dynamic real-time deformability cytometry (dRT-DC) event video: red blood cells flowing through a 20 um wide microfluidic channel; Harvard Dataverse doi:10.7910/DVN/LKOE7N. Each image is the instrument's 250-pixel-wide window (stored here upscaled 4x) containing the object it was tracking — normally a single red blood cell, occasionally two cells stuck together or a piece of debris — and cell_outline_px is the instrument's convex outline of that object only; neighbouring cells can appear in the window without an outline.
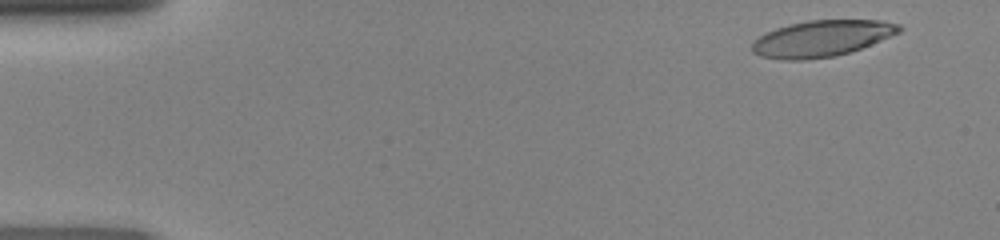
{"species": "human", "species_latin": "Homo sapiens", "temperature_condition": "room temperature", "stored_images_in_passage": 47, "camera_frame_rate_fps": 3000, "um_per_image_px": 0.085, "donor": {"sex": "female"}, "frame": {"image": 1, "passage_image": 3, "time_ms": 0.667, "image_size_px": [1000, 240], "cell_outline_px": [[904, 28], [900, 32], [860, 48], [836, 56], [804, 60], [780, 60], [760, 56], [752, 52], [752, 44], [760, 36], [776, 28], [808, 20], [880, 20], [900, 24]], "centroid_in_image_um": [69.85, 3.27], "position_along_channel_um": 15.1, "area_um2": 30.87}}
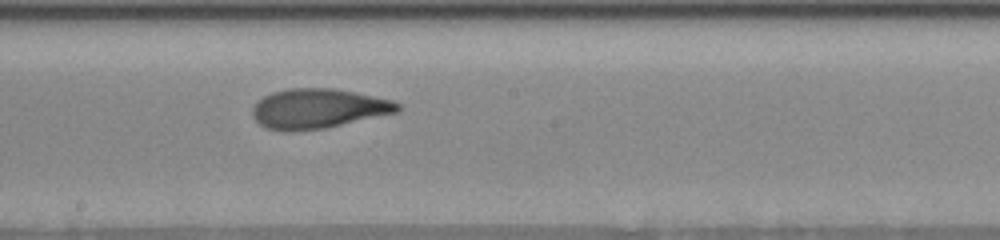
{"frame": {"image": 2, "passage_image": 26, "time_ms": 8.333, "image_size_px": [1000, 240], "cell_outline_px": [[400, 108], [396, 112], [324, 128], [288, 132], [284, 132], [264, 128], [252, 116], [252, 108], [264, 96], [272, 92], [288, 88], [336, 88], [392, 100], [400, 104]], "centroid_in_image_um": [27.0, 9.23], "position_along_channel_um": 221.2, "area_um2": 33.47}}
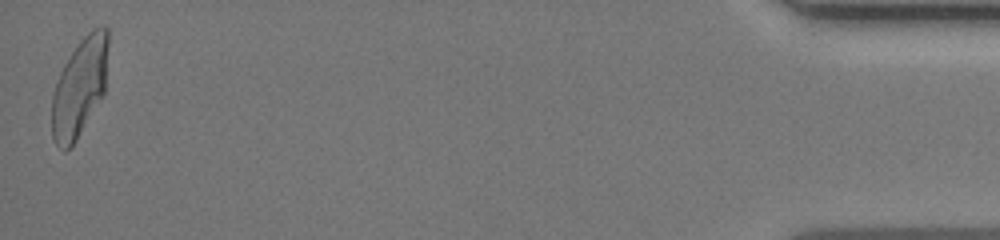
{"frame": {"image": 3, "passage_image": 47, "time_ms": 15.333, "image_size_px": [1000, 240], "cell_outline_px": [[108, 44], [104, 96], [76, 140], [64, 152], [56, 144], [52, 136], [52, 96], [60, 72], [64, 64], [80, 40], [92, 28], [104, 24], [108, 28]], "centroid_in_image_um": [6.79, 7.4], "position_along_channel_um": 428.4, "area_um2": 32.37}}